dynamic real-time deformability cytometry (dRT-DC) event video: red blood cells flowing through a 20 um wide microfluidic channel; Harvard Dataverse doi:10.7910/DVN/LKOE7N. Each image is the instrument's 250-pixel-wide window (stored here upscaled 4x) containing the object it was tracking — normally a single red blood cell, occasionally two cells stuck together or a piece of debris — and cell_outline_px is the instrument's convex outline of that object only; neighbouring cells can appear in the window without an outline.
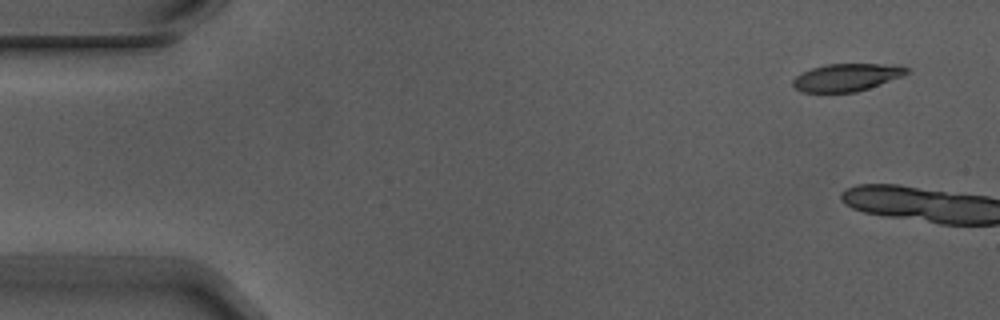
{"species": "Egyptian fruit bat (a non-hibernating species)", "species_latin": "Rousettus aegyptiacus", "temperature_condition": "warm", "stored_images_in_passage": 6, "segment_of_instrument_passage": [2, 2], "camera_frame_rate_fps": 3000, "um_per_image_px": 0.085, "animal": {"sex": "male"}, "frame": {"image": 1, "passage_image": 6, "time_ms": 1.667, "image_size_px": [1000, 320], "cell_outline_px": [[908, 72], [900, 76], [868, 88], [856, 92], [804, 92], [796, 88], [792, 84], [792, 80], [796, 76], [812, 68], [828, 64], [900, 64], [908, 68]], "centroid_in_image_um": [71.96, 6.56], "position_along_channel_um": 13.0, "area_um2": 17.98}}